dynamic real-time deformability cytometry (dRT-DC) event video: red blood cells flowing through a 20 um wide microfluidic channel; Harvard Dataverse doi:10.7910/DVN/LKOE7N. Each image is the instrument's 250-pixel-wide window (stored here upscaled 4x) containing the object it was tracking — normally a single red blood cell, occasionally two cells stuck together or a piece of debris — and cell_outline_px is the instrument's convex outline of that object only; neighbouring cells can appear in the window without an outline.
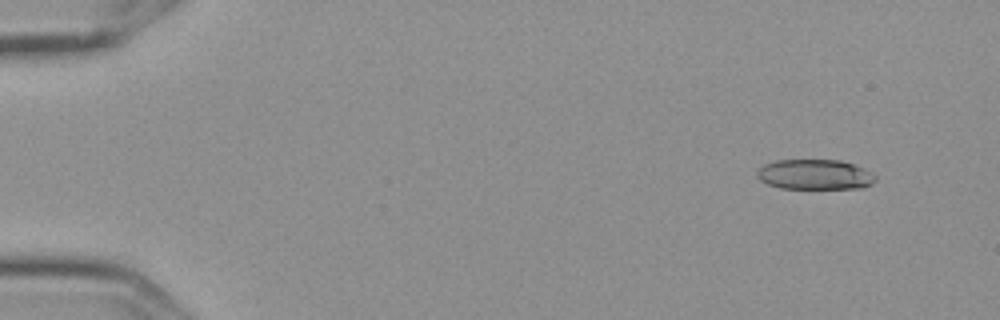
{"species": "Egyptian fruit bat (a non-hibernating species)", "species_latin": "Rousettus aegyptiacus", "temperature_condition": "cold", "stored_images_in_passage": 7, "camera_frame_rate_fps": 3000, "um_per_image_px": 0.085, "frame": {"image": 1, "passage_image": 1, "time_ms": 0.0, "image_size_px": [1000, 320], "cell_outline_px": [[876, 180], [872, 184], [864, 188], [780, 188], [768, 184], [760, 180], [756, 176], [756, 172], [764, 164], [776, 160], [840, 160], [864, 168], [872, 172], [876, 176]], "centroid_in_image_um": [69.28, 14.83], "position_along_channel_um": 15.7, "area_um2": 20.87}}
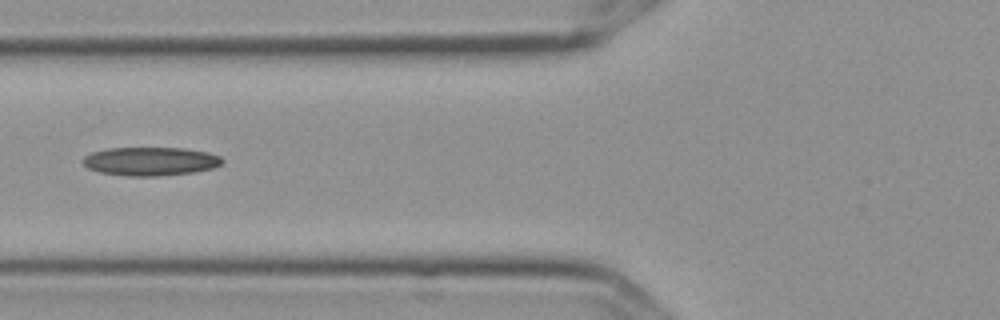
{"frame": {"image": 2, "passage_image": 6, "time_ms": 1.667, "image_size_px": [1000, 320], "cell_outline_px": [[224, 160], [220, 164], [212, 168], [192, 172], [156, 176], [128, 176], [100, 172], [88, 168], [84, 164], [84, 156], [92, 152], [108, 148], [184, 148], [208, 152], [220, 156]], "centroid_in_image_um": [12.79, 13.7], "position_along_channel_um": 113.0, "area_um2": 23.0}}
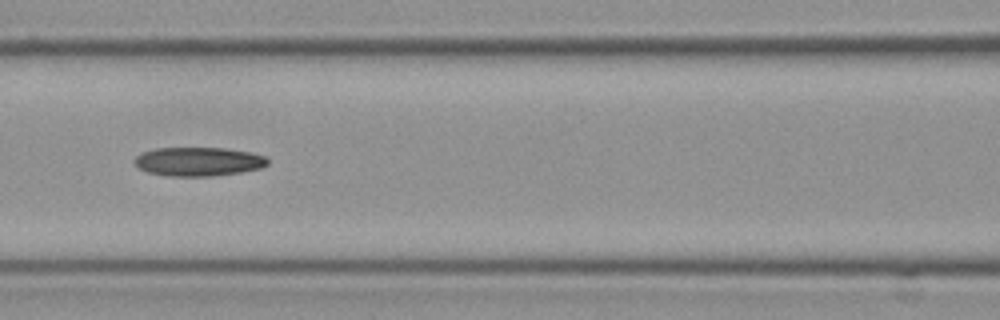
{"frame": {"image": 3, "passage_image": 7, "time_ms": 2.0, "image_size_px": [1000, 320], "cell_outline_px": [[268, 164], [260, 168], [240, 172], [212, 176], [168, 176], [148, 172], [140, 168], [132, 160], [136, 156], [144, 152], [156, 148], [224, 148], [252, 152], [264, 156], [268, 160]], "centroid_in_image_um": [16.87, 13.73], "position_along_channel_um": 149.7, "area_um2": 22.31}}